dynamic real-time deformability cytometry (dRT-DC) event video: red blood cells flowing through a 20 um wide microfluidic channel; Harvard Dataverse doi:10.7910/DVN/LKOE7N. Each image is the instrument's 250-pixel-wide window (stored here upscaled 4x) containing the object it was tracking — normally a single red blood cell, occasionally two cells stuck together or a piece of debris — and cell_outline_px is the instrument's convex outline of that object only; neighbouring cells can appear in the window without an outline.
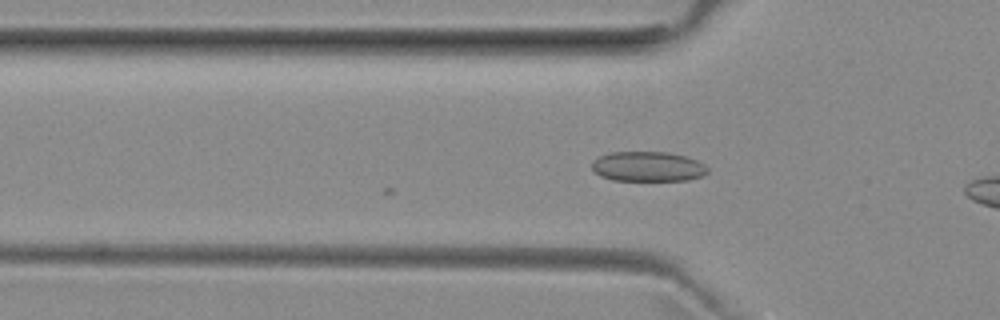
{"species": "common noctule bat (a hibernating species)", "species_latin": "Nyctalus noctula", "temperature_condition": "room temperature", "stored_images_in_passage": 2, "camera_frame_rate_fps": 3000, "um_per_image_px": 0.085, "animal": {"sex": "female", "body_mass_g": 29.2, "forearm_length_mm": 56.3}, "frame": {"image": 1, "passage_image": 2, "time_ms": 0.333, "image_size_px": [1000, 320], "cell_outline_px": [[708, 172], [700, 176], [688, 180], [612, 180], [600, 176], [592, 168], [592, 160], [608, 152], [668, 152], [684, 156], [696, 160], [704, 164], [708, 168]], "centroid_in_image_um": [55.04, 14.15], "position_along_channel_um": 70.8, "area_um2": 20.11}}